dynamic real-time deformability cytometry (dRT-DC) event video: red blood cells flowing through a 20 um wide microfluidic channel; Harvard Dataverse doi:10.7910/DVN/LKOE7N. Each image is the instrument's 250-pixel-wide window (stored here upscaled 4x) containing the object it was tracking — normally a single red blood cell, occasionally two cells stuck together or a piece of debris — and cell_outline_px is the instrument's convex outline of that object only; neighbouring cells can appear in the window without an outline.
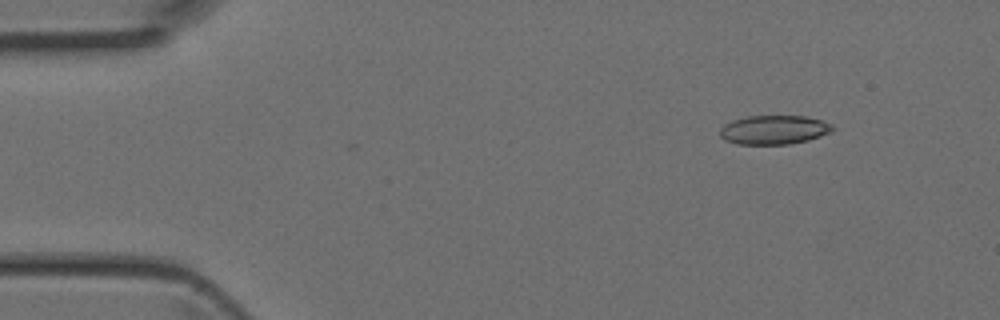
{"species": "Egyptian fruit bat (a non-hibernating species)", "species_latin": "Rousettus aegyptiacus", "temperature_condition": "room temperature", "stored_images_in_passage": 3, "camera_frame_rate_fps": 3000, "um_per_image_px": 0.085, "animal": {"sex": "female"}, "frame": {"image": 1, "passage_image": 3, "time_ms": 0.667, "image_size_px": [1000, 320], "cell_outline_px": [[836, 128], [832, 132], [808, 140], [788, 144], [736, 144], [724, 140], [720, 136], [720, 128], [724, 124], [732, 120], [748, 116], [804, 116], [820, 120], [832, 124]], "centroid_in_image_um": [65.78, 11.03], "position_along_channel_um": 19.2, "area_um2": 19.13}}